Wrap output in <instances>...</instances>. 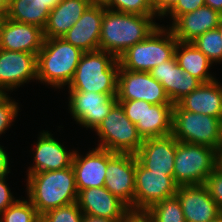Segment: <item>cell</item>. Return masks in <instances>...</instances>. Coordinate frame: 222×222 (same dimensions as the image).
Masks as SVG:
<instances>
[{
  "label": "cell",
  "instance_id": "obj_7",
  "mask_svg": "<svg viewBox=\"0 0 222 222\" xmlns=\"http://www.w3.org/2000/svg\"><path fill=\"white\" fill-rule=\"evenodd\" d=\"M220 122L214 116L183 110L174 104L171 135L178 142L205 145L218 151Z\"/></svg>",
  "mask_w": 222,
  "mask_h": 222
},
{
  "label": "cell",
  "instance_id": "obj_37",
  "mask_svg": "<svg viewBox=\"0 0 222 222\" xmlns=\"http://www.w3.org/2000/svg\"><path fill=\"white\" fill-rule=\"evenodd\" d=\"M119 222H153L148 210L129 208Z\"/></svg>",
  "mask_w": 222,
  "mask_h": 222
},
{
  "label": "cell",
  "instance_id": "obj_43",
  "mask_svg": "<svg viewBox=\"0 0 222 222\" xmlns=\"http://www.w3.org/2000/svg\"><path fill=\"white\" fill-rule=\"evenodd\" d=\"M9 0H0V16L4 19L8 15Z\"/></svg>",
  "mask_w": 222,
  "mask_h": 222
},
{
  "label": "cell",
  "instance_id": "obj_5",
  "mask_svg": "<svg viewBox=\"0 0 222 222\" xmlns=\"http://www.w3.org/2000/svg\"><path fill=\"white\" fill-rule=\"evenodd\" d=\"M167 30L158 26L146 39L129 47L118 58L120 66L130 71L150 72L156 65L172 59L178 40Z\"/></svg>",
  "mask_w": 222,
  "mask_h": 222
},
{
  "label": "cell",
  "instance_id": "obj_1",
  "mask_svg": "<svg viewBox=\"0 0 222 222\" xmlns=\"http://www.w3.org/2000/svg\"><path fill=\"white\" fill-rule=\"evenodd\" d=\"M156 15L121 13L106 9L103 14L99 50L117 59L131 46L146 39L159 25Z\"/></svg>",
  "mask_w": 222,
  "mask_h": 222
},
{
  "label": "cell",
  "instance_id": "obj_12",
  "mask_svg": "<svg viewBox=\"0 0 222 222\" xmlns=\"http://www.w3.org/2000/svg\"><path fill=\"white\" fill-rule=\"evenodd\" d=\"M69 107L76 122L95 130L112 107L118 102L116 96L97 92L70 91Z\"/></svg>",
  "mask_w": 222,
  "mask_h": 222
},
{
  "label": "cell",
  "instance_id": "obj_15",
  "mask_svg": "<svg viewBox=\"0 0 222 222\" xmlns=\"http://www.w3.org/2000/svg\"><path fill=\"white\" fill-rule=\"evenodd\" d=\"M176 196L186 222H210L221 213L204 184L181 185Z\"/></svg>",
  "mask_w": 222,
  "mask_h": 222
},
{
  "label": "cell",
  "instance_id": "obj_20",
  "mask_svg": "<svg viewBox=\"0 0 222 222\" xmlns=\"http://www.w3.org/2000/svg\"><path fill=\"white\" fill-rule=\"evenodd\" d=\"M108 163V150L95 148L85 157L74 151L72 167L78 192L92 187H104Z\"/></svg>",
  "mask_w": 222,
  "mask_h": 222
},
{
  "label": "cell",
  "instance_id": "obj_3",
  "mask_svg": "<svg viewBox=\"0 0 222 222\" xmlns=\"http://www.w3.org/2000/svg\"><path fill=\"white\" fill-rule=\"evenodd\" d=\"M119 60L106 51L84 52L69 83V91L117 96Z\"/></svg>",
  "mask_w": 222,
  "mask_h": 222
},
{
  "label": "cell",
  "instance_id": "obj_25",
  "mask_svg": "<svg viewBox=\"0 0 222 222\" xmlns=\"http://www.w3.org/2000/svg\"><path fill=\"white\" fill-rule=\"evenodd\" d=\"M173 108L174 104H151L144 101L143 120L136 124L142 139L171 135Z\"/></svg>",
  "mask_w": 222,
  "mask_h": 222
},
{
  "label": "cell",
  "instance_id": "obj_27",
  "mask_svg": "<svg viewBox=\"0 0 222 222\" xmlns=\"http://www.w3.org/2000/svg\"><path fill=\"white\" fill-rule=\"evenodd\" d=\"M49 13L45 0H9L7 18L44 29Z\"/></svg>",
  "mask_w": 222,
  "mask_h": 222
},
{
  "label": "cell",
  "instance_id": "obj_36",
  "mask_svg": "<svg viewBox=\"0 0 222 222\" xmlns=\"http://www.w3.org/2000/svg\"><path fill=\"white\" fill-rule=\"evenodd\" d=\"M205 5V0H178L177 3L165 14H170L172 22H174L179 16L193 12L199 7Z\"/></svg>",
  "mask_w": 222,
  "mask_h": 222
},
{
  "label": "cell",
  "instance_id": "obj_11",
  "mask_svg": "<svg viewBox=\"0 0 222 222\" xmlns=\"http://www.w3.org/2000/svg\"><path fill=\"white\" fill-rule=\"evenodd\" d=\"M136 162L134 154L108 151L104 181V187L132 209H134Z\"/></svg>",
  "mask_w": 222,
  "mask_h": 222
},
{
  "label": "cell",
  "instance_id": "obj_8",
  "mask_svg": "<svg viewBox=\"0 0 222 222\" xmlns=\"http://www.w3.org/2000/svg\"><path fill=\"white\" fill-rule=\"evenodd\" d=\"M95 131L101 138L98 147L114 153L135 155L143 143L136 125L126 116L119 102L112 107Z\"/></svg>",
  "mask_w": 222,
  "mask_h": 222
},
{
  "label": "cell",
  "instance_id": "obj_46",
  "mask_svg": "<svg viewBox=\"0 0 222 222\" xmlns=\"http://www.w3.org/2000/svg\"><path fill=\"white\" fill-rule=\"evenodd\" d=\"M218 167L222 169V150H218Z\"/></svg>",
  "mask_w": 222,
  "mask_h": 222
},
{
  "label": "cell",
  "instance_id": "obj_32",
  "mask_svg": "<svg viewBox=\"0 0 222 222\" xmlns=\"http://www.w3.org/2000/svg\"><path fill=\"white\" fill-rule=\"evenodd\" d=\"M104 7L121 13L155 15L150 0H107Z\"/></svg>",
  "mask_w": 222,
  "mask_h": 222
},
{
  "label": "cell",
  "instance_id": "obj_40",
  "mask_svg": "<svg viewBox=\"0 0 222 222\" xmlns=\"http://www.w3.org/2000/svg\"><path fill=\"white\" fill-rule=\"evenodd\" d=\"M2 147L3 146H0V177L6 176L10 172L9 157Z\"/></svg>",
  "mask_w": 222,
  "mask_h": 222
},
{
  "label": "cell",
  "instance_id": "obj_21",
  "mask_svg": "<svg viewBox=\"0 0 222 222\" xmlns=\"http://www.w3.org/2000/svg\"><path fill=\"white\" fill-rule=\"evenodd\" d=\"M222 14L209 6L179 16L169 27L179 42H192L198 36L218 27Z\"/></svg>",
  "mask_w": 222,
  "mask_h": 222
},
{
  "label": "cell",
  "instance_id": "obj_29",
  "mask_svg": "<svg viewBox=\"0 0 222 222\" xmlns=\"http://www.w3.org/2000/svg\"><path fill=\"white\" fill-rule=\"evenodd\" d=\"M2 217V218H1ZM41 216L30 200H17L0 214V222H40Z\"/></svg>",
  "mask_w": 222,
  "mask_h": 222
},
{
  "label": "cell",
  "instance_id": "obj_6",
  "mask_svg": "<svg viewBox=\"0 0 222 222\" xmlns=\"http://www.w3.org/2000/svg\"><path fill=\"white\" fill-rule=\"evenodd\" d=\"M217 167V150L205 145L177 142L173 178L179 186L205 184Z\"/></svg>",
  "mask_w": 222,
  "mask_h": 222
},
{
  "label": "cell",
  "instance_id": "obj_39",
  "mask_svg": "<svg viewBox=\"0 0 222 222\" xmlns=\"http://www.w3.org/2000/svg\"><path fill=\"white\" fill-rule=\"evenodd\" d=\"M154 14L157 16H164L178 0H150Z\"/></svg>",
  "mask_w": 222,
  "mask_h": 222
},
{
  "label": "cell",
  "instance_id": "obj_17",
  "mask_svg": "<svg viewBox=\"0 0 222 222\" xmlns=\"http://www.w3.org/2000/svg\"><path fill=\"white\" fill-rule=\"evenodd\" d=\"M150 74L163 85L173 104H177L202 84L199 79L179 67L175 56L156 65Z\"/></svg>",
  "mask_w": 222,
  "mask_h": 222
},
{
  "label": "cell",
  "instance_id": "obj_22",
  "mask_svg": "<svg viewBox=\"0 0 222 222\" xmlns=\"http://www.w3.org/2000/svg\"><path fill=\"white\" fill-rule=\"evenodd\" d=\"M35 147V165L29 168L28 174L44 171H55L72 165L73 152L65 150L63 145L55 140L50 133H41Z\"/></svg>",
  "mask_w": 222,
  "mask_h": 222
},
{
  "label": "cell",
  "instance_id": "obj_33",
  "mask_svg": "<svg viewBox=\"0 0 222 222\" xmlns=\"http://www.w3.org/2000/svg\"><path fill=\"white\" fill-rule=\"evenodd\" d=\"M18 110V104L10 100L7 93L0 94V134L5 133L8 126H11L10 123L17 116Z\"/></svg>",
  "mask_w": 222,
  "mask_h": 222
},
{
  "label": "cell",
  "instance_id": "obj_47",
  "mask_svg": "<svg viewBox=\"0 0 222 222\" xmlns=\"http://www.w3.org/2000/svg\"><path fill=\"white\" fill-rule=\"evenodd\" d=\"M219 150H222V119L220 122V143H219Z\"/></svg>",
  "mask_w": 222,
  "mask_h": 222
},
{
  "label": "cell",
  "instance_id": "obj_48",
  "mask_svg": "<svg viewBox=\"0 0 222 222\" xmlns=\"http://www.w3.org/2000/svg\"><path fill=\"white\" fill-rule=\"evenodd\" d=\"M210 222H222V212L219 213L214 219H212Z\"/></svg>",
  "mask_w": 222,
  "mask_h": 222
},
{
  "label": "cell",
  "instance_id": "obj_23",
  "mask_svg": "<svg viewBox=\"0 0 222 222\" xmlns=\"http://www.w3.org/2000/svg\"><path fill=\"white\" fill-rule=\"evenodd\" d=\"M183 110L222 119V86L217 80L202 83L177 103Z\"/></svg>",
  "mask_w": 222,
  "mask_h": 222
},
{
  "label": "cell",
  "instance_id": "obj_2",
  "mask_svg": "<svg viewBox=\"0 0 222 222\" xmlns=\"http://www.w3.org/2000/svg\"><path fill=\"white\" fill-rule=\"evenodd\" d=\"M27 186L29 200L40 216L51 209L77 202L78 190L72 165L62 170L29 174Z\"/></svg>",
  "mask_w": 222,
  "mask_h": 222
},
{
  "label": "cell",
  "instance_id": "obj_13",
  "mask_svg": "<svg viewBox=\"0 0 222 222\" xmlns=\"http://www.w3.org/2000/svg\"><path fill=\"white\" fill-rule=\"evenodd\" d=\"M37 79V55L0 49V94Z\"/></svg>",
  "mask_w": 222,
  "mask_h": 222
},
{
  "label": "cell",
  "instance_id": "obj_38",
  "mask_svg": "<svg viewBox=\"0 0 222 222\" xmlns=\"http://www.w3.org/2000/svg\"><path fill=\"white\" fill-rule=\"evenodd\" d=\"M5 177H0V214L16 201L7 187Z\"/></svg>",
  "mask_w": 222,
  "mask_h": 222
},
{
  "label": "cell",
  "instance_id": "obj_4",
  "mask_svg": "<svg viewBox=\"0 0 222 222\" xmlns=\"http://www.w3.org/2000/svg\"><path fill=\"white\" fill-rule=\"evenodd\" d=\"M83 53L63 38H45L37 55V80L55 88L69 85Z\"/></svg>",
  "mask_w": 222,
  "mask_h": 222
},
{
  "label": "cell",
  "instance_id": "obj_31",
  "mask_svg": "<svg viewBox=\"0 0 222 222\" xmlns=\"http://www.w3.org/2000/svg\"><path fill=\"white\" fill-rule=\"evenodd\" d=\"M82 219L83 212L78 203L73 202L45 212L40 222H82Z\"/></svg>",
  "mask_w": 222,
  "mask_h": 222
},
{
  "label": "cell",
  "instance_id": "obj_42",
  "mask_svg": "<svg viewBox=\"0 0 222 222\" xmlns=\"http://www.w3.org/2000/svg\"><path fill=\"white\" fill-rule=\"evenodd\" d=\"M205 5L222 14V0H205Z\"/></svg>",
  "mask_w": 222,
  "mask_h": 222
},
{
  "label": "cell",
  "instance_id": "obj_41",
  "mask_svg": "<svg viewBox=\"0 0 222 222\" xmlns=\"http://www.w3.org/2000/svg\"><path fill=\"white\" fill-rule=\"evenodd\" d=\"M82 222H117V221L108 218L83 214Z\"/></svg>",
  "mask_w": 222,
  "mask_h": 222
},
{
  "label": "cell",
  "instance_id": "obj_30",
  "mask_svg": "<svg viewBox=\"0 0 222 222\" xmlns=\"http://www.w3.org/2000/svg\"><path fill=\"white\" fill-rule=\"evenodd\" d=\"M192 43L207 56L212 64L222 61V39L217 28L198 36Z\"/></svg>",
  "mask_w": 222,
  "mask_h": 222
},
{
  "label": "cell",
  "instance_id": "obj_26",
  "mask_svg": "<svg viewBox=\"0 0 222 222\" xmlns=\"http://www.w3.org/2000/svg\"><path fill=\"white\" fill-rule=\"evenodd\" d=\"M175 57L182 70L187 71L202 83H209L216 80L208 72L212 63L192 42L178 41L175 49Z\"/></svg>",
  "mask_w": 222,
  "mask_h": 222
},
{
  "label": "cell",
  "instance_id": "obj_10",
  "mask_svg": "<svg viewBox=\"0 0 222 222\" xmlns=\"http://www.w3.org/2000/svg\"><path fill=\"white\" fill-rule=\"evenodd\" d=\"M117 100H144L151 104H173L163 85L150 72L123 69L120 66Z\"/></svg>",
  "mask_w": 222,
  "mask_h": 222
},
{
  "label": "cell",
  "instance_id": "obj_16",
  "mask_svg": "<svg viewBox=\"0 0 222 222\" xmlns=\"http://www.w3.org/2000/svg\"><path fill=\"white\" fill-rule=\"evenodd\" d=\"M106 8L99 5H89L80 19L62 38L83 52L99 50V39L103 14Z\"/></svg>",
  "mask_w": 222,
  "mask_h": 222
},
{
  "label": "cell",
  "instance_id": "obj_19",
  "mask_svg": "<svg viewBox=\"0 0 222 222\" xmlns=\"http://www.w3.org/2000/svg\"><path fill=\"white\" fill-rule=\"evenodd\" d=\"M77 203L85 215L119 222L129 207L105 187H92L78 192Z\"/></svg>",
  "mask_w": 222,
  "mask_h": 222
},
{
  "label": "cell",
  "instance_id": "obj_45",
  "mask_svg": "<svg viewBox=\"0 0 222 222\" xmlns=\"http://www.w3.org/2000/svg\"><path fill=\"white\" fill-rule=\"evenodd\" d=\"M90 5H99L105 6L107 4V0H87Z\"/></svg>",
  "mask_w": 222,
  "mask_h": 222
},
{
  "label": "cell",
  "instance_id": "obj_9",
  "mask_svg": "<svg viewBox=\"0 0 222 222\" xmlns=\"http://www.w3.org/2000/svg\"><path fill=\"white\" fill-rule=\"evenodd\" d=\"M178 187L173 176L148 170L137 160L134 209L148 210L155 203L176 195Z\"/></svg>",
  "mask_w": 222,
  "mask_h": 222
},
{
  "label": "cell",
  "instance_id": "obj_34",
  "mask_svg": "<svg viewBox=\"0 0 222 222\" xmlns=\"http://www.w3.org/2000/svg\"><path fill=\"white\" fill-rule=\"evenodd\" d=\"M204 185L222 212V169L217 167L206 179Z\"/></svg>",
  "mask_w": 222,
  "mask_h": 222
},
{
  "label": "cell",
  "instance_id": "obj_28",
  "mask_svg": "<svg viewBox=\"0 0 222 222\" xmlns=\"http://www.w3.org/2000/svg\"><path fill=\"white\" fill-rule=\"evenodd\" d=\"M148 211L153 222H186L176 195L155 203Z\"/></svg>",
  "mask_w": 222,
  "mask_h": 222
},
{
  "label": "cell",
  "instance_id": "obj_35",
  "mask_svg": "<svg viewBox=\"0 0 222 222\" xmlns=\"http://www.w3.org/2000/svg\"><path fill=\"white\" fill-rule=\"evenodd\" d=\"M133 124L143 120L144 100H117Z\"/></svg>",
  "mask_w": 222,
  "mask_h": 222
},
{
  "label": "cell",
  "instance_id": "obj_14",
  "mask_svg": "<svg viewBox=\"0 0 222 222\" xmlns=\"http://www.w3.org/2000/svg\"><path fill=\"white\" fill-rule=\"evenodd\" d=\"M43 29L4 18L0 25V49L38 55L44 42Z\"/></svg>",
  "mask_w": 222,
  "mask_h": 222
},
{
  "label": "cell",
  "instance_id": "obj_18",
  "mask_svg": "<svg viewBox=\"0 0 222 222\" xmlns=\"http://www.w3.org/2000/svg\"><path fill=\"white\" fill-rule=\"evenodd\" d=\"M177 142L172 135L143 139L136 158L148 170L173 176Z\"/></svg>",
  "mask_w": 222,
  "mask_h": 222
},
{
  "label": "cell",
  "instance_id": "obj_50",
  "mask_svg": "<svg viewBox=\"0 0 222 222\" xmlns=\"http://www.w3.org/2000/svg\"><path fill=\"white\" fill-rule=\"evenodd\" d=\"M3 21V18L0 16V25H1V22Z\"/></svg>",
  "mask_w": 222,
  "mask_h": 222
},
{
  "label": "cell",
  "instance_id": "obj_24",
  "mask_svg": "<svg viewBox=\"0 0 222 222\" xmlns=\"http://www.w3.org/2000/svg\"><path fill=\"white\" fill-rule=\"evenodd\" d=\"M89 5L87 0H62L48 15L44 38H62Z\"/></svg>",
  "mask_w": 222,
  "mask_h": 222
},
{
  "label": "cell",
  "instance_id": "obj_49",
  "mask_svg": "<svg viewBox=\"0 0 222 222\" xmlns=\"http://www.w3.org/2000/svg\"><path fill=\"white\" fill-rule=\"evenodd\" d=\"M217 29H218V31L220 33V36H221V39H222V17L220 18Z\"/></svg>",
  "mask_w": 222,
  "mask_h": 222
},
{
  "label": "cell",
  "instance_id": "obj_44",
  "mask_svg": "<svg viewBox=\"0 0 222 222\" xmlns=\"http://www.w3.org/2000/svg\"><path fill=\"white\" fill-rule=\"evenodd\" d=\"M62 0H45V5H47L48 9L53 10Z\"/></svg>",
  "mask_w": 222,
  "mask_h": 222
}]
</instances>
